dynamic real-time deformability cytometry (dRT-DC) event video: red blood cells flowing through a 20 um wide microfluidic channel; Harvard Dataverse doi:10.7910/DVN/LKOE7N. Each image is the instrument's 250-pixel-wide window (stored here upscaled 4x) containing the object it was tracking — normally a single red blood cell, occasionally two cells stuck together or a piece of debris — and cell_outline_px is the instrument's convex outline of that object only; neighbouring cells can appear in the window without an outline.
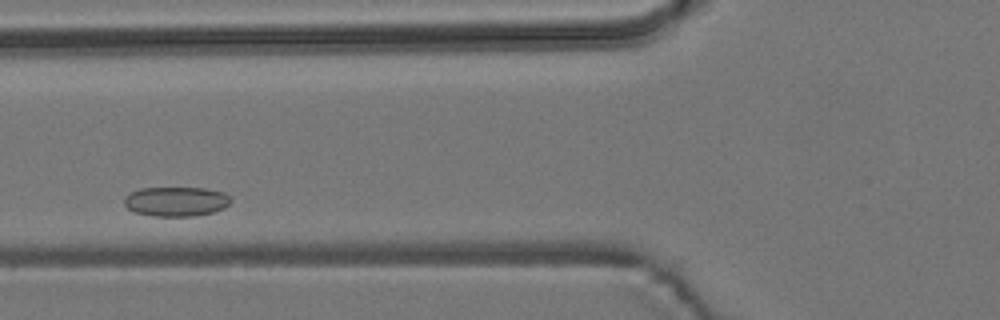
{"species": "common noctule bat (a hibernating species)", "species_latin": "Nyctalus noctula", "temperature_condition": "room temperature", "stored_images_in_passage": 42, "camera_frame_rate_fps": 3000, "um_per_image_px": 0.085, "animal": {"sex": "male", "body_mass_g": 19.2, "forearm_length_mm": 51.8}, "frame": {"image": 1, "passage_image": 14, "time_ms": 4.333, "image_size_px": [1000, 320], "cell_outline_px": [[232, 200], [224, 208], [212, 212], [196, 216], [152, 216], [132, 212], [124, 204], [124, 196], [140, 188], [204, 188], [224, 192], [232, 196]], "centroid_in_image_um": [14.97, 17.13], "position_along_channel_um": 110.8, "area_um2": 18.55}}
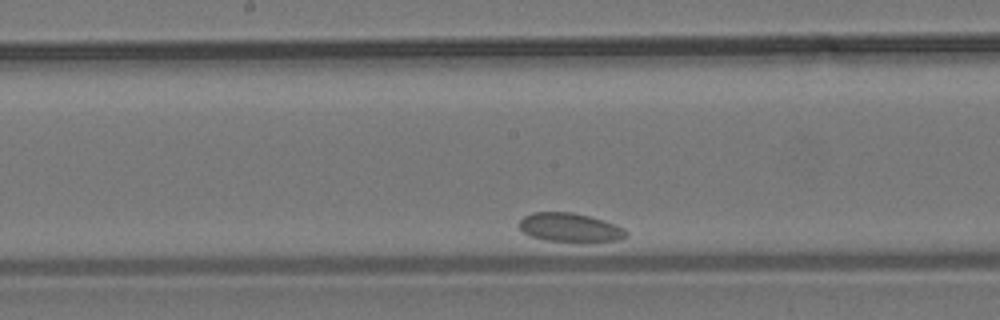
{"frame": {"image": 2, "passage_image": 23, "time_ms": 7.333, "image_size_px": [1000, 320], "cell_outline_px": [[628, 236], [620, 240], [544, 240], [528, 236], [520, 228], [520, 220], [524, 216], [532, 212], [572, 212], [604, 220], [616, 224], [624, 228], [628, 232]], "centroid_in_image_um": [48.44, 19.31], "position_along_channel_um": 199.8, "area_um2": 17.63}}
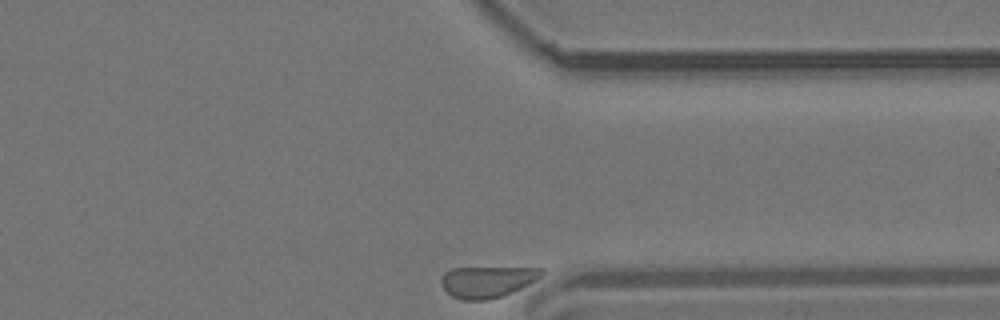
{"frame": {"image": 3, "passage_image": 42, "time_ms": 13.667, "image_size_px": [1000, 320], "cell_outline_px": [[544, 272], [536, 280], [512, 292], [488, 300], [464, 300], [452, 296], [444, 288], [440, 280], [444, 272], [452, 268], [544, 268]], "centroid_in_image_um": [41.4, 23.94], "position_along_channel_um": 370.0, "area_um2": 18.09}}